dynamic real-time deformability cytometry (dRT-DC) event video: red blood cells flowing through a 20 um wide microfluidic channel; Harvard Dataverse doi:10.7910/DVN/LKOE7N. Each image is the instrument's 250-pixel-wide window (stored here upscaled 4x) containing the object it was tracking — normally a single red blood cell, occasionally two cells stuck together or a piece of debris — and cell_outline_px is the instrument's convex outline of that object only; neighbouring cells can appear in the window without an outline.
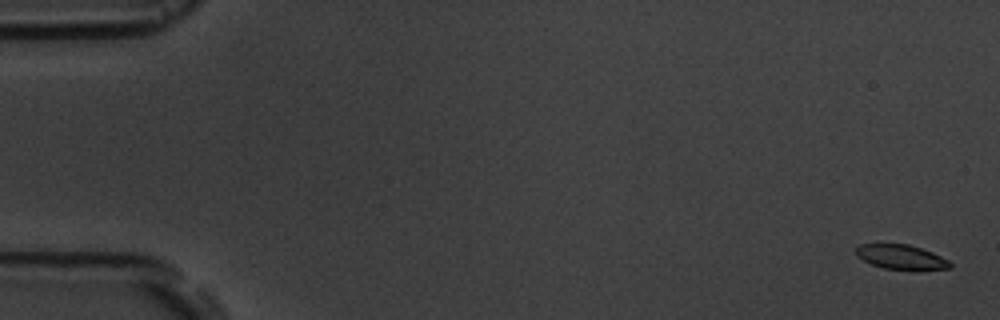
{"species": "common noctule bat (a hibernating species)", "species_latin": "Nyctalus noctula", "temperature_condition": "room temperature", "stored_images_in_passage": 18, "camera_frame_rate_fps": 3000, "um_per_image_px": 0.085, "animal": {"sex": "male", "body_mass_g": 19.5, "forearm_length_mm": 54.6}, "frame": {"image": 1, "passage_image": 1, "time_ms": 0.0, "image_size_px": [1000, 320], "cell_outline_px": [[952, 268], [884, 268], [872, 264], [856, 256], [856, 248], [860, 244], [908, 244], [932, 252], [948, 260], [952, 264]], "centroid_in_image_um": [76.55, 21.81], "position_along_channel_um": 8.4, "area_um2": 12.89}}
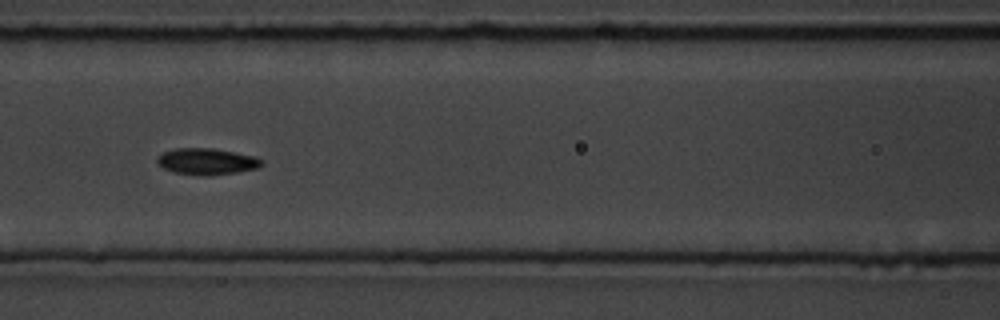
{"frame": {"image": 2, "passage_image": 8, "time_ms": 8.0, "image_size_px": [1000, 320], "cell_outline_px": [[264, 164], [260, 168], [212, 176], [200, 176], [176, 172], [164, 168], [156, 160], [164, 152], [176, 148], [212, 148], [236, 152], [256, 156]], "centroid_in_image_um": [17.64, 13.73], "position_along_channel_um": 149.0, "area_um2": 16.07}}
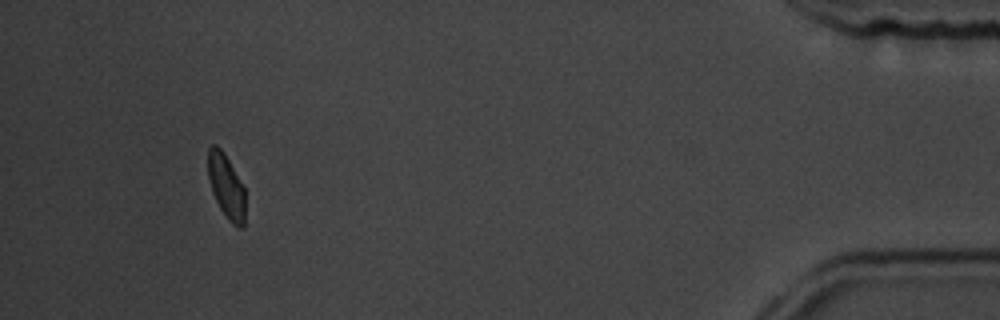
{"frame": {"image": 3, "passage_image": 16, "time_ms": 17.333, "image_size_px": [1000, 320], "cell_outline_px": [[244, 228], [240, 228], [232, 224], [228, 220], [220, 208], [212, 192], [208, 176], [208, 148], [212, 144], [216, 144], [224, 152], [244, 188]], "centroid_in_image_um": [19.22, 15.83], "position_along_channel_um": 416.0, "area_um2": 13.81}, "authors_computed_cell_mechanics": {"area_um2": 14.7679, "velocity_mm_per_s": 3.5889, "shape_relaxation_time_tau1_ms": 1.0826, "shape_relaxation_time_tau2_ms": null, "deformation_change_tau1": 0.0707, "deformation_change_tau2": null}}